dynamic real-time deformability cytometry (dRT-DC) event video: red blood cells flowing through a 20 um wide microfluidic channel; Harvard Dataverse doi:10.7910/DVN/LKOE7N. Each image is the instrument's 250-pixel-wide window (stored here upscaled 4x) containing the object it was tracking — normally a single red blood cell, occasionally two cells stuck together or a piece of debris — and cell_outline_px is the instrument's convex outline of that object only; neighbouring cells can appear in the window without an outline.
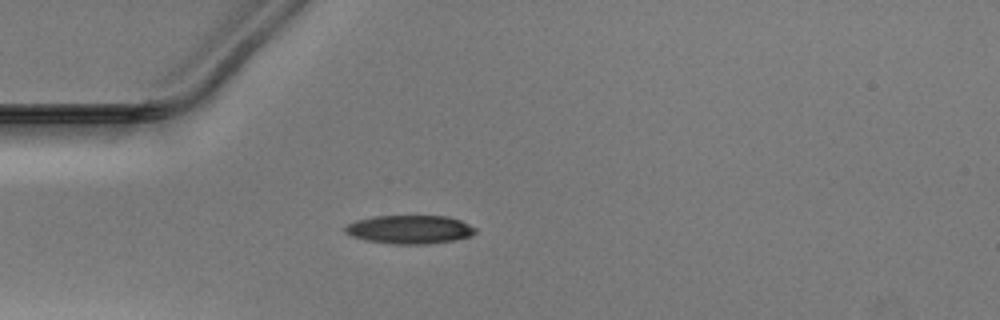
{"species": "Egyptian fruit bat (a non-hibernating species)", "species_latin": "Rousettus aegyptiacus", "temperature_condition": "warm", "stored_images_in_passage": 38, "camera_frame_rate_fps": 3000, "um_per_image_px": 0.085, "animal": {"sex": "male"}, "frame": {"image": 1, "passage_image": 1, "time_ms": 0.0, "image_size_px": [1000, 320], "cell_outline_px": [[476, 232], [472, 236], [456, 240], [428, 244], [392, 244], [364, 240], [352, 236], [344, 232], [340, 228], [356, 220], [376, 216], [448, 216], [460, 220], [476, 228]], "centroid_in_image_um": [34.81, 19.51], "position_along_channel_um": 50.2, "area_um2": 21.91}}
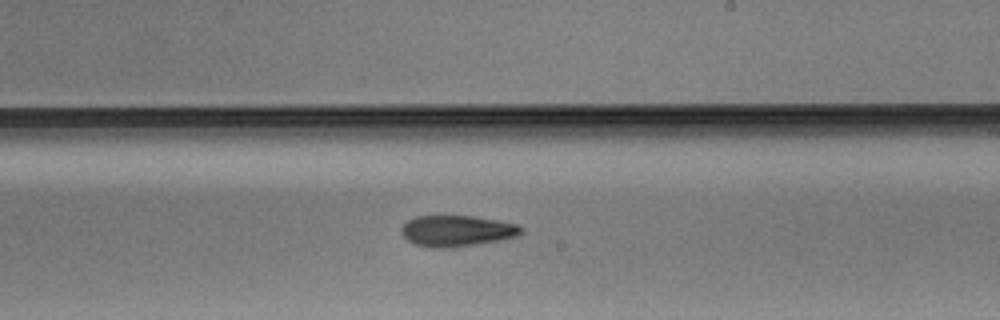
{"frame": {"image": 2, "passage_image": 17, "time_ms": 5.333, "image_size_px": [1000, 320], "cell_outline_px": [[524, 232], [520, 236], [500, 240], [476, 244], [448, 248], [432, 248], [416, 244], [408, 240], [400, 232], [400, 228], [408, 220], [416, 216], [472, 216], [520, 224], [524, 228]], "centroid_in_image_um": [38.88, 19.62], "position_along_channel_um": 250.1, "area_um2": 21.85}}
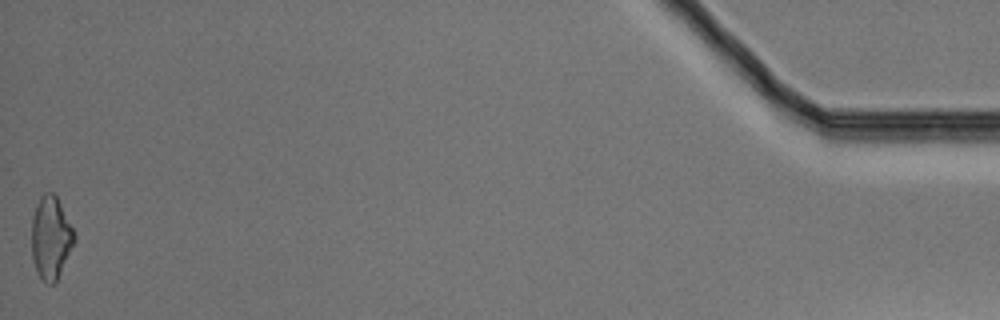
{"frame": {"image": 3, "passage_image": 38, "time_ms": 12.333, "image_size_px": [1000, 320], "cell_outline_px": [[76, 240], [56, 280], [52, 284], [48, 284], [40, 276], [32, 260], [32, 216], [36, 204], [40, 196], [44, 192], [52, 192], [56, 196], [76, 236]], "centroid_in_image_um": [4.31, 20.17], "position_along_channel_um": 430.9, "area_um2": 20.23}}